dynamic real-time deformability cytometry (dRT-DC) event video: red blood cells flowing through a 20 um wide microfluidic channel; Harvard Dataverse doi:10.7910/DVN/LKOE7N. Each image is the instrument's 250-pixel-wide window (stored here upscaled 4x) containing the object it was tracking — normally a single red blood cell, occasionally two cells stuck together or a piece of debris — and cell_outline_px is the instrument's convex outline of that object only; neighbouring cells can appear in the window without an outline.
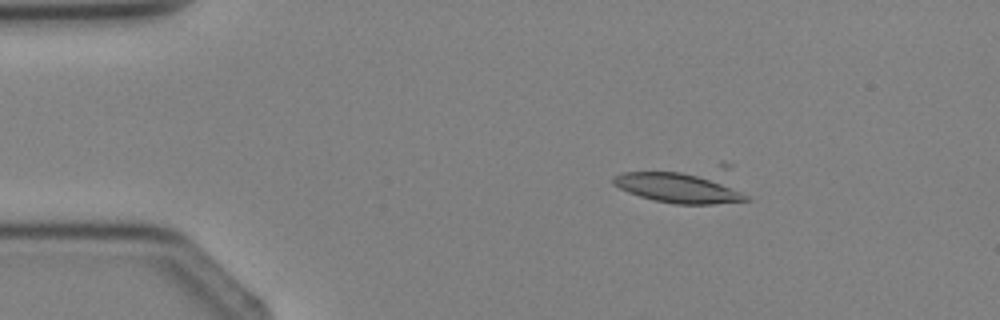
{"species": "Egyptian fruit bat (a non-hibernating species)", "species_latin": "Rousettus aegyptiacus", "temperature_condition": "cold", "stored_images_in_passage": 3, "camera_frame_rate_fps": 3000, "um_per_image_px": 0.085, "animal": {"sex": "female"}, "frame": {"image": 1, "passage_image": 1, "time_ms": 0.0, "image_size_px": [1000, 320], "cell_outline_px": [[752, 200], [712, 204], [676, 204], [656, 200], [640, 196], [628, 192], [612, 184], [612, 176], [624, 172], [680, 172], [720, 180], [748, 196]], "centroid_in_image_um": [57.64, 15.97], "position_along_channel_um": 27.4, "area_um2": 22.77}}